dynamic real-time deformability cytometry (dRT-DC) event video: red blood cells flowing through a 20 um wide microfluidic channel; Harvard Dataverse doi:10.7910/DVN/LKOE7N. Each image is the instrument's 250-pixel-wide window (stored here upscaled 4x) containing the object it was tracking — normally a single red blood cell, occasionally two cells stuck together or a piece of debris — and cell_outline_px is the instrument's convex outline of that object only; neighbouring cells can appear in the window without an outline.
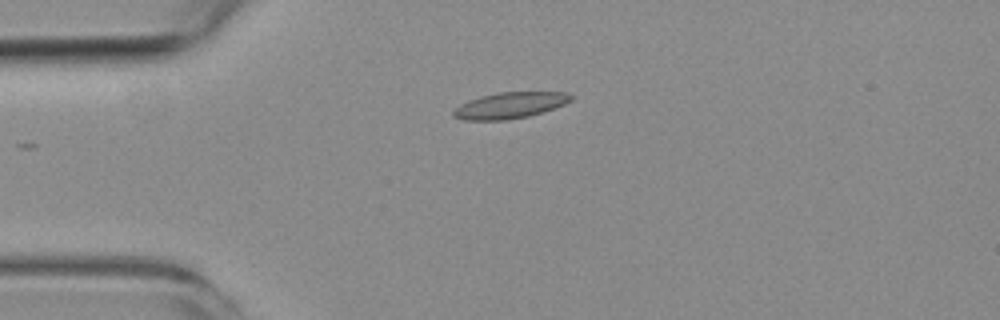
{"species": "common noctule bat (a hibernating species)", "species_latin": "Nyctalus noctula", "temperature_condition": "room temperature", "stored_images_in_passage": 4, "camera_frame_rate_fps": 3000, "um_per_image_px": 0.085, "animal": {"sex": "female", "body_mass_g": 19.3, "forearm_length_mm": 54.1}, "frame": {"image": 1, "passage_image": 4, "time_ms": 4.333, "image_size_px": [1000, 320], "cell_outline_px": [[572, 100], [564, 104], [528, 116], [508, 120], [464, 120], [452, 116], [452, 112], [460, 104], [468, 100], [480, 96], [500, 92], [564, 92], [572, 96]], "centroid_in_image_um": [43.29, 8.95], "position_along_channel_um": 41.7, "area_um2": 17.74}}